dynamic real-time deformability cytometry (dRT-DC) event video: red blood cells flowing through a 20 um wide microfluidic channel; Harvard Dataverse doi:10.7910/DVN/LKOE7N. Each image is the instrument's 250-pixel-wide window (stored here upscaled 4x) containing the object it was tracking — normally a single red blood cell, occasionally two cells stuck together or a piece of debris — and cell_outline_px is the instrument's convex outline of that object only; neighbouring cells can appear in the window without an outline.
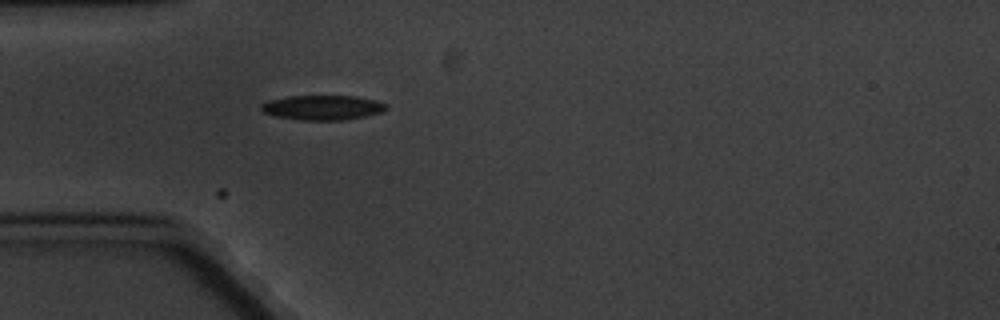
{"species": "common noctule bat (a hibernating species)", "species_latin": "Nyctalus noctula", "temperature_condition": "cold", "stored_images_in_passage": 1, "camera_frame_rate_fps": 3000, "um_per_image_px": 0.085, "animal": {"sex": "male", "body_mass_g": 20.1, "forearm_length_mm": 53.5}, "frame": {"image": 1, "passage_image": 1, "time_ms": 0.0, "image_size_px": [1000, 320], "cell_outline_px": [[388, 108], [384, 112], [368, 116], [344, 120], [300, 120], [276, 116], [264, 112], [260, 108], [260, 104], [268, 100], [288, 96], [356, 96], [376, 100], [384, 104]], "centroid_in_image_um": [27.44, 9.14], "position_along_channel_um": 57.6, "area_um2": 18.15}}